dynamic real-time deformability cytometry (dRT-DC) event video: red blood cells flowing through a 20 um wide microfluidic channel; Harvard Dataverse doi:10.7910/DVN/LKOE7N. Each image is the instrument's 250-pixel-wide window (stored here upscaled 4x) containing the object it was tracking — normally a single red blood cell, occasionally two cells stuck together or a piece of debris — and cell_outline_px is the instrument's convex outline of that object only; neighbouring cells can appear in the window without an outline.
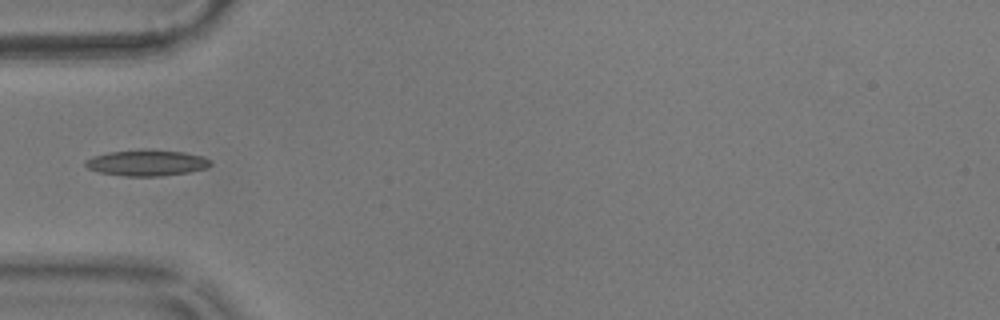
{"species": "common noctule bat (a hibernating species)", "species_latin": "Nyctalus noctula", "temperature_condition": "warm", "stored_images_in_passage": 39, "camera_frame_rate_fps": 3000, "um_per_image_px": 0.085, "animal": {"sex": "male", "body_mass_g": 17.9}, "frame": {"image": 1, "passage_image": 1, "time_ms": 0.0, "image_size_px": [1000, 320], "cell_outline_px": [[212, 164], [208, 168], [188, 172], [160, 176], [128, 176], [100, 172], [88, 168], [84, 164], [84, 160], [92, 156], [108, 152], [184, 152], [204, 156], [212, 160]], "centroid_in_image_um": [12.51, 13.88], "position_along_channel_um": 72.5, "area_um2": 18.21}}
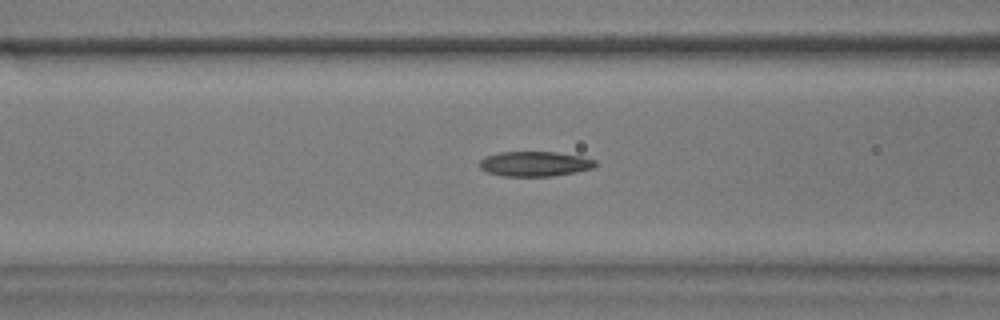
{"frame": {"image": 2, "passage_image": 5, "time_ms": 1.333, "image_size_px": [1000, 320], "cell_outline_px": [[596, 164], [592, 168], [576, 172], [552, 176], [500, 176], [488, 172], [480, 168], [480, 160], [484, 156], [500, 152], [556, 152], [580, 156], [596, 160]], "centroid_in_image_um": [45.43, 13.93], "position_along_channel_um": 121.2, "area_um2": 16.82}}
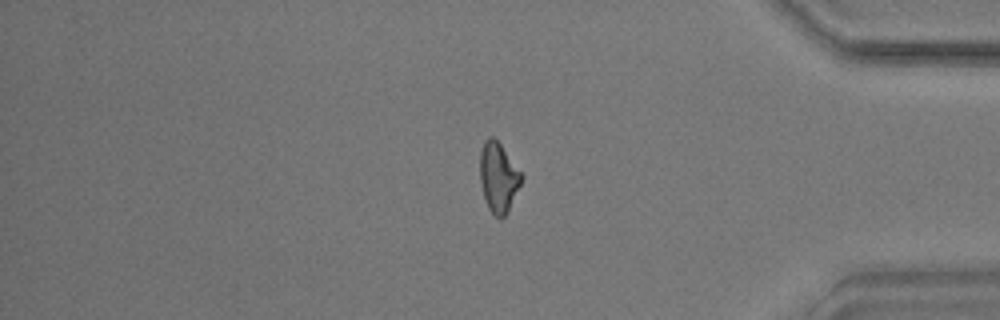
{"frame": {"image": 3, "passage_image": 30, "time_ms": 9.667, "image_size_px": [1000, 320], "cell_outline_px": [[524, 176], [508, 212], [500, 220], [488, 208], [480, 184], [480, 152], [484, 140], [488, 136], [492, 136], [500, 144]], "centroid_in_image_um": [42.36, 15.08], "position_along_channel_um": 392.8, "area_um2": 16.82}}